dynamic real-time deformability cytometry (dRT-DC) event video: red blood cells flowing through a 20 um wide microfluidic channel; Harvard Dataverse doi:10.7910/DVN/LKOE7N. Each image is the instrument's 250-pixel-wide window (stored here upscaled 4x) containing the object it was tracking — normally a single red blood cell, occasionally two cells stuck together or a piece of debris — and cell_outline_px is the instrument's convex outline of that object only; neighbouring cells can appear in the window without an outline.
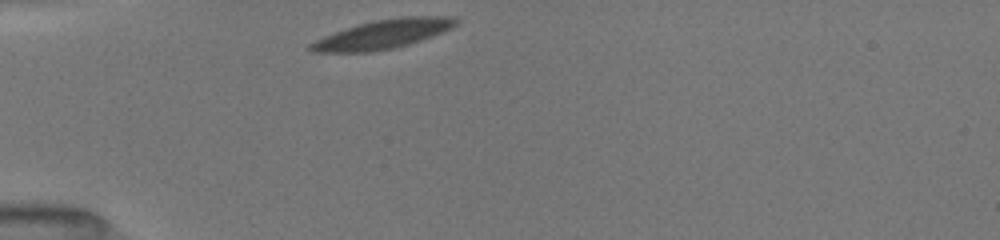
{"species": "common noctule bat (a hibernating species)", "species_latin": "Nyctalus noctula", "temperature_condition": "room temperature", "stored_images_in_passage": 5, "camera_frame_rate_fps": 3000, "um_per_image_px": 0.085, "animal": {"sex": "female", "body_mass_g": 19.5, "forearm_length_mm": 54.1}, "frame": {"image": 1, "passage_image": 1, "time_ms": 0.0, "image_size_px": [1000, 240], "cell_outline_px": [[460, 20], [452, 28], [444, 32], [408, 44], [392, 48], [372, 52], [312, 52], [308, 48], [308, 44], [324, 36], [360, 24], [376, 20], [404, 16], [452, 16]], "centroid_in_image_um": [32.59, 2.9], "position_along_channel_um": 52.4, "area_um2": 24.33}}
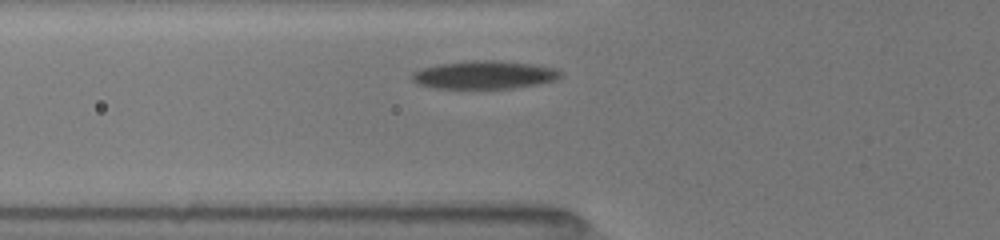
{"frame": {"image": 2, "passage_image": 4, "time_ms": 1.333, "image_size_px": [1000, 240], "cell_outline_px": [[564, 76], [556, 80], [540, 84], [512, 88], [432, 88], [416, 84], [412, 80], [412, 72], [420, 68], [436, 64], [476, 60], [496, 60], [532, 64], [556, 68]], "centroid_in_image_um": [41.16, 6.36], "position_along_channel_um": 84.6, "area_um2": 24.57}}